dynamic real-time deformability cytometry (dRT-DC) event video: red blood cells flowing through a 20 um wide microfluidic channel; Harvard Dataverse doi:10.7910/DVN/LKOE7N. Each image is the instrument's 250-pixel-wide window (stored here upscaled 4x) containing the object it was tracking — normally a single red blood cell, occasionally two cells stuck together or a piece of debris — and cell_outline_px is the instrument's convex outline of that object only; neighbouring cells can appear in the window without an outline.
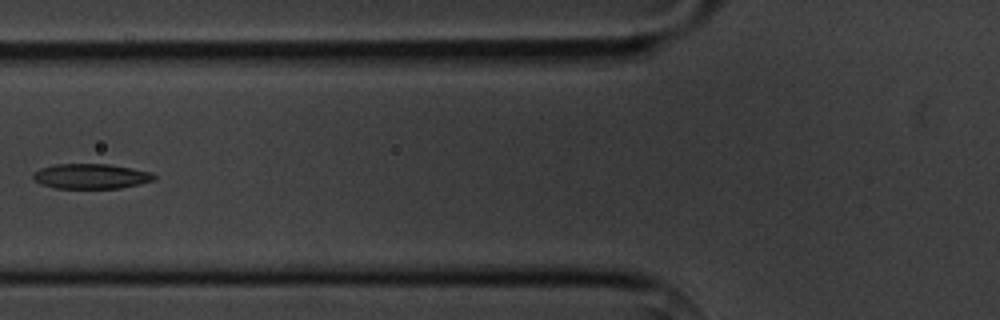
{"species": "common noctule bat (a hibernating species)", "species_latin": "Nyctalus noctula", "temperature_condition": "cold", "stored_images_in_passage": 7, "camera_frame_rate_fps": 3000, "um_per_image_px": 0.085, "animal": {"sex": "male", "body_mass_g": 20.1, "forearm_length_mm": 53.5}, "frame": {"image": 1, "passage_image": 6, "time_ms": 7.0, "image_size_px": [1000, 320], "cell_outline_px": [[156, 180], [140, 184], [120, 188], [52, 188], [40, 184], [32, 176], [40, 168], [56, 164], [108, 164], [132, 168], [152, 172], [156, 176]], "centroid_in_image_um": [7.77, 14.98], "position_along_channel_um": 118.0, "area_um2": 17.69}}
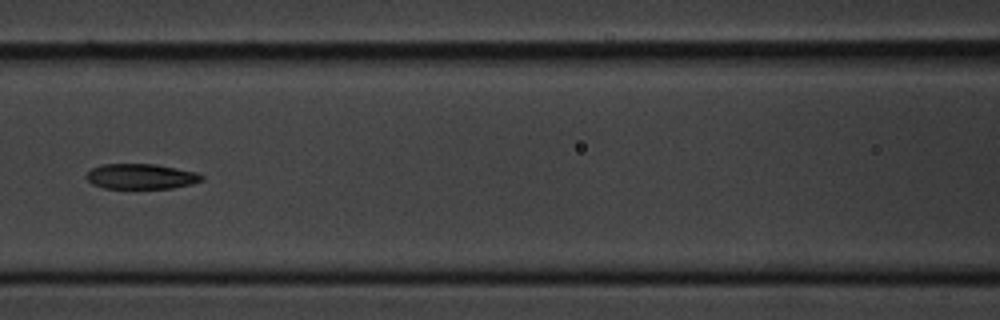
{"frame": {"image": 2, "passage_image": 7, "time_ms": 8.0, "image_size_px": [1000, 320], "cell_outline_px": [[204, 180], [192, 184], [172, 188], [104, 188], [92, 184], [84, 176], [92, 168], [104, 164], [156, 164], [196, 172], [204, 176]], "centroid_in_image_um": [12.0, 15.0], "position_along_channel_um": 154.6, "area_um2": 16.99}}